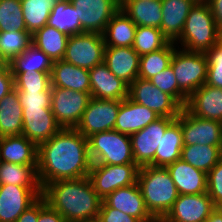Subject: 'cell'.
<instances>
[{
	"label": "cell",
	"mask_w": 222,
	"mask_h": 222,
	"mask_svg": "<svg viewBox=\"0 0 222 222\" xmlns=\"http://www.w3.org/2000/svg\"><path fill=\"white\" fill-rule=\"evenodd\" d=\"M91 164L88 138L76 128H61L38 146L37 176L42 189L57 180L87 177Z\"/></svg>",
	"instance_id": "obj_1"
},
{
	"label": "cell",
	"mask_w": 222,
	"mask_h": 222,
	"mask_svg": "<svg viewBox=\"0 0 222 222\" xmlns=\"http://www.w3.org/2000/svg\"><path fill=\"white\" fill-rule=\"evenodd\" d=\"M42 197L66 222L98 218L103 201L88 176L51 182L42 189Z\"/></svg>",
	"instance_id": "obj_2"
},
{
	"label": "cell",
	"mask_w": 222,
	"mask_h": 222,
	"mask_svg": "<svg viewBox=\"0 0 222 222\" xmlns=\"http://www.w3.org/2000/svg\"><path fill=\"white\" fill-rule=\"evenodd\" d=\"M137 184L152 216H165L179 196L166 167H140Z\"/></svg>",
	"instance_id": "obj_3"
},
{
	"label": "cell",
	"mask_w": 222,
	"mask_h": 222,
	"mask_svg": "<svg viewBox=\"0 0 222 222\" xmlns=\"http://www.w3.org/2000/svg\"><path fill=\"white\" fill-rule=\"evenodd\" d=\"M179 38L177 40L182 41L184 50L203 53L222 40V31L217 27L208 4H194Z\"/></svg>",
	"instance_id": "obj_4"
},
{
	"label": "cell",
	"mask_w": 222,
	"mask_h": 222,
	"mask_svg": "<svg viewBox=\"0 0 222 222\" xmlns=\"http://www.w3.org/2000/svg\"><path fill=\"white\" fill-rule=\"evenodd\" d=\"M88 148L92 164H136L128 134L115 130L94 133L88 137Z\"/></svg>",
	"instance_id": "obj_5"
},
{
	"label": "cell",
	"mask_w": 222,
	"mask_h": 222,
	"mask_svg": "<svg viewBox=\"0 0 222 222\" xmlns=\"http://www.w3.org/2000/svg\"><path fill=\"white\" fill-rule=\"evenodd\" d=\"M170 65L173 68L179 89L187 97L205 84L208 71L205 53L175 49Z\"/></svg>",
	"instance_id": "obj_6"
},
{
	"label": "cell",
	"mask_w": 222,
	"mask_h": 222,
	"mask_svg": "<svg viewBox=\"0 0 222 222\" xmlns=\"http://www.w3.org/2000/svg\"><path fill=\"white\" fill-rule=\"evenodd\" d=\"M139 169L137 164H91L88 178L94 191L105 199L115 190L137 183Z\"/></svg>",
	"instance_id": "obj_7"
},
{
	"label": "cell",
	"mask_w": 222,
	"mask_h": 222,
	"mask_svg": "<svg viewBox=\"0 0 222 222\" xmlns=\"http://www.w3.org/2000/svg\"><path fill=\"white\" fill-rule=\"evenodd\" d=\"M104 50L103 34L83 32L69 36L63 60L89 70L104 62Z\"/></svg>",
	"instance_id": "obj_8"
},
{
	"label": "cell",
	"mask_w": 222,
	"mask_h": 222,
	"mask_svg": "<svg viewBox=\"0 0 222 222\" xmlns=\"http://www.w3.org/2000/svg\"><path fill=\"white\" fill-rule=\"evenodd\" d=\"M128 98L146 106L160 117L176 118L182 106L169 94L162 92L150 80L136 78L128 89Z\"/></svg>",
	"instance_id": "obj_9"
},
{
	"label": "cell",
	"mask_w": 222,
	"mask_h": 222,
	"mask_svg": "<svg viewBox=\"0 0 222 222\" xmlns=\"http://www.w3.org/2000/svg\"><path fill=\"white\" fill-rule=\"evenodd\" d=\"M51 110L62 128H76L91 99L90 92L51 87Z\"/></svg>",
	"instance_id": "obj_10"
},
{
	"label": "cell",
	"mask_w": 222,
	"mask_h": 222,
	"mask_svg": "<svg viewBox=\"0 0 222 222\" xmlns=\"http://www.w3.org/2000/svg\"><path fill=\"white\" fill-rule=\"evenodd\" d=\"M120 100L91 97L76 129L86 138L94 133L114 130Z\"/></svg>",
	"instance_id": "obj_11"
},
{
	"label": "cell",
	"mask_w": 222,
	"mask_h": 222,
	"mask_svg": "<svg viewBox=\"0 0 222 222\" xmlns=\"http://www.w3.org/2000/svg\"><path fill=\"white\" fill-rule=\"evenodd\" d=\"M180 126L184 146H222V123L219 121L194 116L183 107Z\"/></svg>",
	"instance_id": "obj_12"
},
{
	"label": "cell",
	"mask_w": 222,
	"mask_h": 222,
	"mask_svg": "<svg viewBox=\"0 0 222 222\" xmlns=\"http://www.w3.org/2000/svg\"><path fill=\"white\" fill-rule=\"evenodd\" d=\"M41 196V186L0 185V222H16Z\"/></svg>",
	"instance_id": "obj_13"
},
{
	"label": "cell",
	"mask_w": 222,
	"mask_h": 222,
	"mask_svg": "<svg viewBox=\"0 0 222 222\" xmlns=\"http://www.w3.org/2000/svg\"><path fill=\"white\" fill-rule=\"evenodd\" d=\"M78 8L83 32L103 34L111 18L120 9V0H70Z\"/></svg>",
	"instance_id": "obj_14"
},
{
	"label": "cell",
	"mask_w": 222,
	"mask_h": 222,
	"mask_svg": "<svg viewBox=\"0 0 222 222\" xmlns=\"http://www.w3.org/2000/svg\"><path fill=\"white\" fill-rule=\"evenodd\" d=\"M176 118L159 117L148 124L139 132L130 135L134 162L139 166L149 165L155 158V151L158 148L166 128Z\"/></svg>",
	"instance_id": "obj_15"
},
{
	"label": "cell",
	"mask_w": 222,
	"mask_h": 222,
	"mask_svg": "<svg viewBox=\"0 0 222 222\" xmlns=\"http://www.w3.org/2000/svg\"><path fill=\"white\" fill-rule=\"evenodd\" d=\"M216 208L208 193L180 194L164 216L167 222H206Z\"/></svg>",
	"instance_id": "obj_16"
},
{
	"label": "cell",
	"mask_w": 222,
	"mask_h": 222,
	"mask_svg": "<svg viewBox=\"0 0 222 222\" xmlns=\"http://www.w3.org/2000/svg\"><path fill=\"white\" fill-rule=\"evenodd\" d=\"M90 95L105 100H123L128 97L129 85L117 78L103 62L89 69Z\"/></svg>",
	"instance_id": "obj_17"
},
{
	"label": "cell",
	"mask_w": 222,
	"mask_h": 222,
	"mask_svg": "<svg viewBox=\"0 0 222 222\" xmlns=\"http://www.w3.org/2000/svg\"><path fill=\"white\" fill-rule=\"evenodd\" d=\"M61 128L51 109H23L22 135L37 147L49 140Z\"/></svg>",
	"instance_id": "obj_18"
},
{
	"label": "cell",
	"mask_w": 222,
	"mask_h": 222,
	"mask_svg": "<svg viewBox=\"0 0 222 222\" xmlns=\"http://www.w3.org/2000/svg\"><path fill=\"white\" fill-rule=\"evenodd\" d=\"M184 108L194 116L222 123V88L202 85L188 97Z\"/></svg>",
	"instance_id": "obj_19"
},
{
	"label": "cell",
	"mask_w": 222,
	"mask_h": 222,
	"mask_svg": "<svg viewBox=\"0 0 222 222\" xmlns=\"http://www.w3.org/2000/svg\"><path fill=\"white\" fill-rule=\"evenodd\" d=\"M104 63L128 85L138 78L140 55L132 47H105Z\"/></svg>",
	"instance_id": "obj_20"
},
{
	"label": "cell",
	"mask_w": 222,
	"mask_h": 222,
	"mask_svg": "<svg viewBox=\"0 0 222 222\" xmlns=\"http://www.w3.org/2000/svg\"><path fill=\"white\" fill-rule=\"evenodd\" d=\"M159 117L151 109L137 104L127 97L121 100L114 130L131 135L139 132Z\"/></svg>",
	"instance_id": "obj_21"
},
{
	"label": "cell",
	"mask_w": 222,
	"mask_h": 222,
	"mask_svg": "<svg viewBox=\"0 0 222 222\" xmlns=\"http://www.w3.org/2000/svg\"><path fill=\"white\" fill-rule=\"evenodd\" d=\"M166 169L171 175L179 195H194L207 192V174L182 159L167 165Z\"/></svg>",
	"instance_id": "obj_22"
},
{
	"label": "cell",
	"mask_w": 222,
	"mask_h": 222,
	"mask_svg": "<svg viewBox=\"0 0 222 222\" xmlns=\"http://www.w3.org/2000/svg\"><path fill=\"white\" fill-rule=\"evenodd\" d=\"M103 201L111 208L118 209L139 221L152 217L145 206L143 196L137 183L119 188L109 194Z\"/></svg>",
	"instance_id": "obj_23"
},
{
	"label": "cell",
	"mask_w": 222,
	"mask_h": 222,
	"mask_svg": "<svg viewBox=\"0 0 222 222\" xmlns=\"http://www.w3.org/2000/svg\"><path fill=\"white\" fill-rule=\"evenodd\" d=\"M162 2V34L171 42L177 41L184 29L185 21L194 6L192 0H161Z\"/></svg>",
	"instance_id": "obj_24"
},
{
	"label": "cell",
	"mask_w": 222,
	"mask_h": 222,
	"mask_svg": "<svg viewBox=\"0 0 222 222\" xmlns=\"http://www.w3.org/2000/svg\"><path fill=\"white\" fill-rule=\"evenodd\" d=\"M51 87L90 92L89 70L64 60L54 61L51 72Z\"/></svg>",
	"instance_id": "obj_25"
},
{
	"label": "cell",
	"mask_w": 222,
	"mask_h": 222,
	"mask_svg": "<svg viewBox=\"0 0 222 222\" xmlns=\"http://www.w3.org/2000/svg\"><path fill=\"white\" fill-rule=\"evenodd\" d=\"M38 147L23 135L0 139V161L37 165Z\"/></svg>",
	"instance_id": "obj_26"
},
{
	"label": "cell",
	"mask_w": 222,
	"mask_h": 222,
	"mask_svg": "<svg viewBox=\"0 0 222 222\" xmlns=\"http://www.w3.org/2000/svg\"><path fill=\"white\" fill-rule=\"evenodd\" d=\"M183 137L180 126V114L166 128L164 136L155 151V158L149 164L154 167H166L181 159V150L183 148Z\"/></svg>",
	"instance_id": "obj_27"
},
{
	"label": "cell",
	"mask_w": 222,
	"mask_h": 222,
	"mask_svg": "<svg viewBox=\"0 0 222 222\" xmlns=\"http://www.w3.org/2000/svg\"><path fill=\"white\" fill-rule=\"evenodd\" d=\"M120 6L137 26L161 27V0H120Z\"/></svg>",
	"instance_id": "obj_28"
},
{
	"label": "cell",
	"mask_w": 222,
	"mask_h": 222,
	"mask_svg": "<svg viewBox=\"0 0 222 222\" xmlns=\"http://www.w3.org/2000/svg\"><path fill=\"white\" fill-rule=\"evenodd\" d=\"M22 131L23 108L14 89L0 100V137L19 136Z\"/></svg>",
	"instance_id": "obj_29"
},
{
	"label": "cell",
	"mask_w": 222,
	"mask_h": 222,
	"mask_svg": "<svg viewBox=\"0 0 222 222\" xmlns=\"http://www.w3.org/2000/svg\"><path fill=\"white\" fill-rule=\"evenodd\" d=\"M137 25L120 8L103 33L105 47H132Z\"/></svg>",
	"instance_id": "obj_30"
},
{
	"label": "cell",
	"mask_w": 222,
	"mask_h": 222,
	"mask_svg": "<svg viewBox=\"0 0 222 222\" xmlns=\"http://www.w3.org/2000/svg\"><path fill=\"white\" fill-rule=\"evenodd\" d=\"M69 36L45 25L32 34V44L42 50L52 61L63 60Z\"/></svg>",
	"instance_id": "obj_31"
},
{
	"label": "cell",
	"mask_w": 222,
	"mask_h": 222,
	"mask_svg": "<svg viewBox=\"0 0 222 222\" xmlns=\"http://www.w3.org/2000/svg\"><path fill=\"white\" fill-rule=\"evenodd\" d=\"M47 25L68 36L82 33L78 8L70 0H60L51 10Z\"/></svg>",
	"instance_id": "obj_32"
},
{
	"label": "cell",
	"mask_w": 222,
	"mask_h": 222,
	"mask_svg": "<svg viewBox=\"0 0 222 222\" xmlns=\"http://www.w3.org/2000/svg\"><path fill=\"white\" fill-rule=\"evenodd\" d=\"M181 159L207 174L222 159V146H183Z\"/></svg>",
	"instance_id": "obj_33"
},
{
	"label": "cell",
	"mask_w": 222,
	"mask_h": 222,
	"mask_svg": "<svg viewBox=\"0 0 222 222\" xmlns=\"http://www.w3.org/2000/svg\"><path fill=\"white\" fill-rule=\"evenodd\" d=\"M53 61L33 44L9 62L11 73L27 71L52 72Z\"/></svg>",
	"instance_id": "obj_34"
},
{
	"label": "cell",
	"mask_w": 222,
	"mask_h": 222,
	"mask_svg": "<svg viewBox=\"0 0 222 222\" xmlns=\"http://www.w3.org/2000/svg\"><path fill=\"white\" fill-rule=\"evenodd\" d=\"M60 0H20L27 31L33 34L47 23L53 9Z\"/></svg>",
	"instance_id": "obj_35"
},
{
	"label": "cell",
	"mask_w": 222,
	"mask_h": 222,
	"mask_svg": "<svg viewBox=\"0 0 222 222\" xmlns=\"http://www.w3.org/2000/svg\"><path fill=\"white\" fill-rule=\"evenodd\" d=\"M40 186L37 165L0 162V185Z\"/></svg>",
	"instance_id": "obj_36"
},
{
	"label": "cell",
	"mask_w": 222,
	"mask_h": 222,
	"mask_svg": "<svg viewBox=\"0 0 222 222\" xmlns=\"http://www.w3.org/2000/svg\"><path fill=\"white\" fill-rule=\"evenodd\" d=\"M173 44L169 41L163 48L140 56L138 78L150 80L170 66L175 50Z\"/></svg>",
	"instance_id": "obj_37"
},
{
	"label": "cell",
	"mask_w": 222,
	"mask_h": 222,
	"mask_svg": "<svg viewBox=\"0 0 222 222\" xmlns=\"http://www.w3.org/2000/svg\"><path fill=\"white\" fill-rule=\"evenodd\" d=\"M168 42L159 28L137 26L132 48L142 56L163 48Z\"/></svg>",
	"instance_id": "obj_38"
},
{
	"label": "cell",
	"mask_w": 222,
	"mask_h": 222,
	"mask_svg": "<svg viewBox=\"0 0 222 222\" xmlns=\"http://www.w3.org/2000/svg\"><path fill=\"white\" fill-rule=\"evenodd\" d=\"M31 45L32 34L28 31L0 32V50L8 62L21 55Z\"/></svg>",
	"instance_id": "obj_39"
},
{
	"label": "cell",
	"mask_w": 222,
	"mask_h": 222,
	"mask_svg": "<svg viewBox=\"0 0 222 222\" xmlns=\"http://www.w3.org/2000/svg\"><path fill=\"white\" fill-rule=\"evenodd\" d=\"M1 31H27L20 0H0Z\"/></svg>",
	"instance_id": "obj_40"
},
{
	"label": "cell",
	"mask_w": 222,
	"mask_h": 222,
	"mask_svg": "<svg viewBox=\"0 0 222 222\" xmlns=\"http://www.w3.org/2000/svg\"><path fill=\"white\" fill-rule=\"evenodd\" d=\"M11 74L17 91H47L51 87V72L27 71Z\"/></svg>",
	"instance_id": "obj_41"
},
{
	"label": "cell",
	"mask_w": 222,
	"mask_h": 222,
	"mask_svg": "<svg viewBox=\"0 0 222 222\" xmlns=\"http://www.w3.org/2000/svg\"><path fill=\"white\" fill-rule=\"evenodd\" d=\"M150 81L162 92L171 95L182 107H185L188 97L179 89L171 65L151 78Z\"/></svg>",
	"instance_id": "obj_42"
},
{
	"label": "cell",
	"mask_w": 222,
	"mask_h": 222,
	"mask_svg": "<svg viewBox=\"0 0 222 222\" xmlns=\"http://www.w3.org/2000/svg\"><path fill=\"white\" fill-rule=\"evenodd\" d=\"M208 71L205 84L222 88V40L205 52Z\"/></svg>",
	"instance_id": "obj_43"
},
{
	"label": "cell",
	"mask_w": 222,
	"mask_h": 222,
	"mask_svg": "<svg viewBox=\"0 0 222 222\" xmlns=\"http://www.w3.org/2000/svg\"><path fill=\"white\" fill-rule=\"evenodd\" d=\"M51 87L47 91H18L23 109H51Z\"/></svg>",
	"instance_id": "obj_44"
},
{
	"label": "cell",
	"mask_w": 222,
	"mask_h": 222,
	"mask_svg": "<svg viewBox=\"0 0 222 222\" xmlns=\"http://www.w3.org/2000/svg\"><path fill=\"white\" fill-rule=\"evenodd\" d=\"M207 193L215 206L222 202V159L207 173Z\"/></svg>",
	"instance_id": "obj_45"
},
{
	"label": "cell",
	"mask_w": 222,
	"mask_h": 222,
	"mask_svg": "<svg viewBox=\"0 0 222 222\" xmlns=\"http://www.w3.org/2000/svg\"><path fill=\"white\" fill-rule=\"evenodd\" d=\"M98 219L100 222H140L133 216L109 207L104 201H102Z\"/></svg>",
	"instance_id": "obj_46"
},
{
	"label": "cell",
	"mask_w": 222,
	"mask_h": 222,
	"mask_svg": "<svg viewBox=\"0 0 222 222\" xmlns=\"http://www.w3.org/2000/svg\"><path fill=\"white\" fill-rule=\"evenodd\" d=\"M47 205L46 200L41 196L33 205L26 209L16 222H38L39 212Z\"/></svg>",
	"instance_id": "obj_47"
},
{
	"label": "cell",
	"mask_w": 222,
	"mask_h": 222,
	"mask_svg": "<svg viewBox=\"0 0 222 222\" xmlns=\"http://www.w3.org/2000/svg\"><path fill=\"white\" fill-rule=\"evenodd\" d=\"M14 89V77L10 67L0 68V100Z\"/></svg>",
	"instance_id": "obj_48"
},
{
	"label": "cell",
	"mask_w": 222,
	"mask_h": 222,
	"mask_svg": "<svg viewBox=\"0 0 222 222\" xmlns=\"http://www.w3.org/2000/svg\"><path fill=\"white\" fill-rule=\"evenodd\" d=\"M38 222H66L63 216L48 204L39 212Z\"/></svg>",
	"instance_id": "obj_49"
},
{
	"label": "cell",
	"mask_w": 222,
	"mask_h": 222,
	"mask_svg": "<svg viewBox=\"0 0 222 222\" xmlns=\"http://www.w3.org/2000/svg\"><path fill=\"white\" fill-rule=\"evenodd\" d=\"M208 5L217 27L222 31V0H210Z\"/></svg>",
	"instance_id": "obj_50"
},
{
	"label": "cell",
	"mask_w": 222,
	"mask_h": 222,
	"mask_svg": "<svg viewBox=\"0 0 222 222\" xmlns=\"http://www.w3.org/2000/svg\"><path fill=\"white\" fill-rule=\"evenodd\" d=\"M206 222H222V212L216 207L211 212Z\"/></svg>",
	"instance_id": "obj_51"
},
{
	"label": "cell",
	"mask_w": 222,
	"mask_h": 222,
	"mask_svg": "<svg viewBox=\"0 0 222 222\" xmlns=\"http://www.w3.org/2000/svg\"><path fill=\"white\" fill-rule=\"evenodd\" d=\"M140 222H167L164 216H152L150 219Z\"/></svg>",
	"instance_id": "obj_52"
},
{
	"label": "cell",
	"mask_w": 222,
	"mask_h": 222,
	"mask_svg": "<svg viewBox=\"0 0 222 222\" xmlns=\"http://www.w3.org/2000/svg\"><path fill=\"white\" fill-rule=\"evenodd\" d=\"M9 62L5 59V57L2 55L1 50H0V68L3 67H8Z\"/></svg>",
	"instance_id": "obj_53"
},
{
	"label": "cell",
	"mask_w": 222,
	"mask_h": 222,
	"mask_svg": "<svg viewBox=\"0 0 222 222\" xmlns=\"http://www.w3.org/2000/svg\"><path fill=\"white\" fill-rule=\"evenodd\" d=\"M192 1L197 4H208L210 0H192Z\"/></svg>",
	"instance_id": "obj_54"
},
{
	"label": "cell",
	"mask_w": 222,
	"mask_h": 222,
	"mask_svg": "<svg viewBox=\"0 0 222 222\" xmlns=\"http://www.w3.org/2000/svg\"><path fill=\"white\" fill-rule=\"evenodd\" d=\"M76 222H100L98 218L90 219V220H83V221H76Z\"/></svg>",
	"instance_id": "obj_55"
},
{
	"label": "cell",
	"mask_w": 222,
	"mask_h": 222,
	"mask_svg": "<svg viewBox=\"0 0 222 222\" xmlns=\"http://www.w3.org/2000/svg\"><path fill=\"white\" fill-rule=\"evenodd\" d=\"M222 212V202L216 206Z\"/></svg>",
	"instance_id": "obj_56"
}]
</instances>
